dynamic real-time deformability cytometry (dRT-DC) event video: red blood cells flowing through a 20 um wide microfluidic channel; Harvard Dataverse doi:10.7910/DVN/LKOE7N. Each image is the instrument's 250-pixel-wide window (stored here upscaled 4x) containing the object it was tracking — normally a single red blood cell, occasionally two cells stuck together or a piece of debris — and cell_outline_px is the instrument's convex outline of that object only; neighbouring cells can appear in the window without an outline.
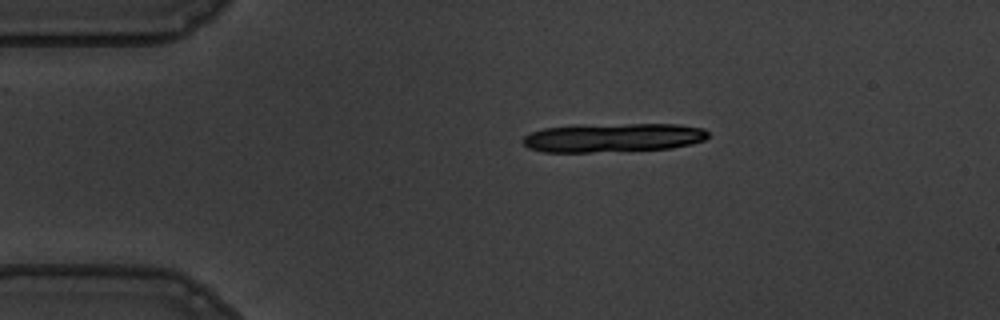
{"species": "common noctule bat (a hibernating species)", "species_latin": "Nyctalus noctula", "temperature_condition": "warm", "stored_images_in_passage": 47, "camera_frame_rate_fps": 3000, "um_per_image_px": 0.085, "animal": {"sex": "male", "body_mass_g": 19.5, "forearm_length_mm": 54.6}, "frame": {"image": 1, "passage_image": 1, "time_ms": 0.0, "image_size_px": [1000, 320], "cell_outline_px": [[708, 136], [704, 140], [692, 144], [672, 148], [592, 152], [544, 152], [528, 148], [520, 140], [524, 136], [532, 132], [544, 128], [572, 124], [676, 124], [704, 128], [708, 132]], "centroid_in_image_um": [52.07, 11.69], "position_along_channel_um": 32.9, "area_um2": 31.56}}
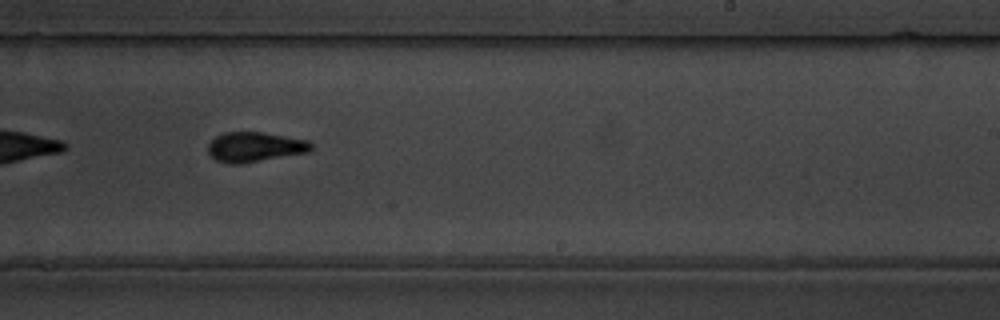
{"frame": {"image": 2, "passage_image": 25, "time_ms": 8.0, "image_size_px": [1000, 320], "cell_outline_px": [[312, 148], [308, 152], [240, 164], [232, 164], [216, 160], [208, 152], [208, 144], [216, 136], [224, 132], [264, 132], [308, 140], [312, 144]], "centroid_in_image_um": [21.66, 12.48], "position_along_channel_um": 267.3, "area_um2": 17.86}}
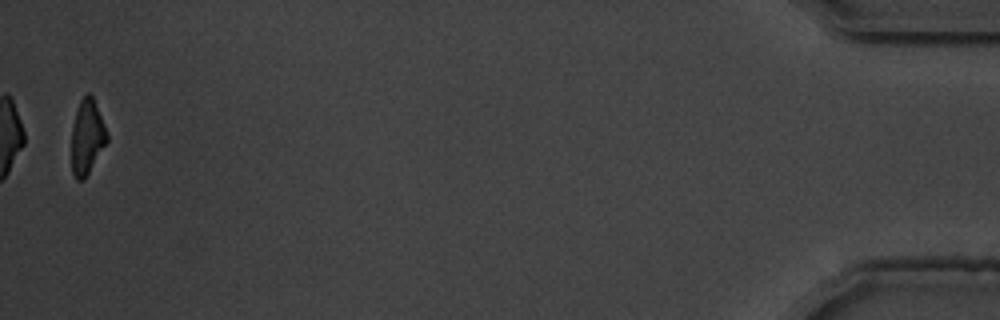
{"frame": {"image": 3, "passage_image": 46, "time_ms": 15.0, "image_size_px": [1000, 320], "cell_outline_px": [[108, 140], [84, 180], [76, 180], [72, 172], [72, 128], [76, 112], [80, 100], [88, 92], [92, 96], [108, 132]], "centroid_in_image_um": [7.4, 11.66], "position_along_channel_um": 427.8, "area_um2": 15.26}, "authors_computed_cell_mechanics": {"area_um2": 17.5712, "velocity_mm_per_s": 3.6021, "shape_relaxation_time_tau1_ms": 2.5153, "shape_relaxation_time_tau2_ms": 2.3331, "deformation_change_tau1": 0.1869, "deformation_change_tau2": 0.1088}}